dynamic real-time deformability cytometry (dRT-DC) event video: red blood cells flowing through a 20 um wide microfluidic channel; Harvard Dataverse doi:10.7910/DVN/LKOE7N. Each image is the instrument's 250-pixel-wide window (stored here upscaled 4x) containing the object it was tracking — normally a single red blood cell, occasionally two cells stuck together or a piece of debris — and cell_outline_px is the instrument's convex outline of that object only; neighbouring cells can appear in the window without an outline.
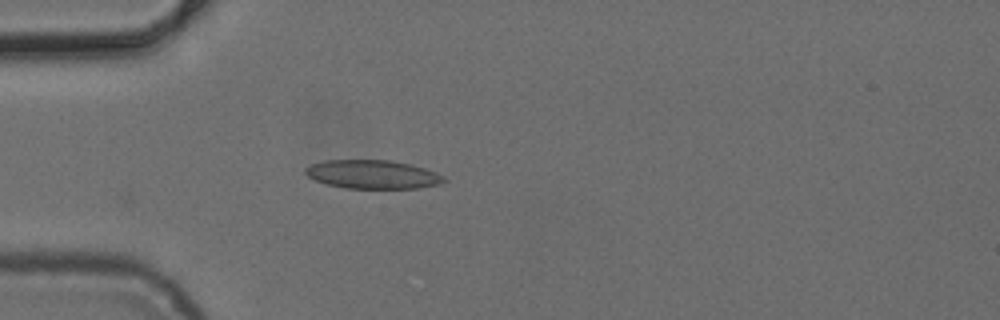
{"species": "common noctule bat (a hibernating species)", "species_latin": "Nyctalus noctula", "temperature_condition": "cold", "stored_images_in_passage": 4, "camera_frame_rate_fps": 3000, "um_per_image_px": 0.085, "animal": {"sex": "female", "body_mass_g": 24.6, "forearm_length_mm": 56.2}, "frame": {"image": 1, "passage_image": 4, "time_ms": 3.667, "image_size_px": [1000, 320], "cell_outline_px": [[448, 180], [440, 184], [416, 188], [344, 188], [328, 184], [316, 180], [308, 176], [304, 172], [304, 168], [312, 164], [324, 160], [392, 160], [412, 164], [436, 172], [444, 176]], "centroid_in_image_um": [31.7, 14.81], "position_along_channel_um": 53.3, "area_um2": 23.18}}